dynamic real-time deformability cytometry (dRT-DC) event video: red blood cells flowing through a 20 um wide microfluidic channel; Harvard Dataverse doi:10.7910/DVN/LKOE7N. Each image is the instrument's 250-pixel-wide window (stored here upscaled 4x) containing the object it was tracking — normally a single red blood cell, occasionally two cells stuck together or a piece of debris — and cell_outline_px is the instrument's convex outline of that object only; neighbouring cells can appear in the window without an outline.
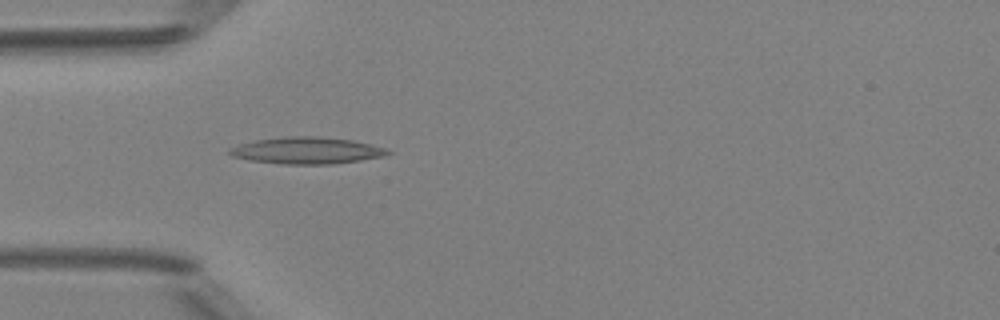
{"species": "Egyptian fruit bat (a non-hibernating species)", "species_latin": "Rousettus aegyptiacus", "temperature_condition": "room temperature", "stored_images_in_passage": 5, "camera_frame_rate_fps": 3000, "um_per_image_px": 0.085, "animal": {"sex": "female"}, "frame": {"image": 1, "passage_image": 5, "time_ms": 4.333, "image_size_px": [1000, 320], "cell_outline_px": [[392, 152], [384, 156], [336, 164], [284, 164], [248, 160], [232, 156], [228, 152], [228, 148], [240, 144], [256, 140], [288, 136], [316, 136], [352, 140], [388, 148]], "centroid_in_image_um": [26.09, 12.79], "position_along_channel_um": 58.9, "area_um2": 24.68}}